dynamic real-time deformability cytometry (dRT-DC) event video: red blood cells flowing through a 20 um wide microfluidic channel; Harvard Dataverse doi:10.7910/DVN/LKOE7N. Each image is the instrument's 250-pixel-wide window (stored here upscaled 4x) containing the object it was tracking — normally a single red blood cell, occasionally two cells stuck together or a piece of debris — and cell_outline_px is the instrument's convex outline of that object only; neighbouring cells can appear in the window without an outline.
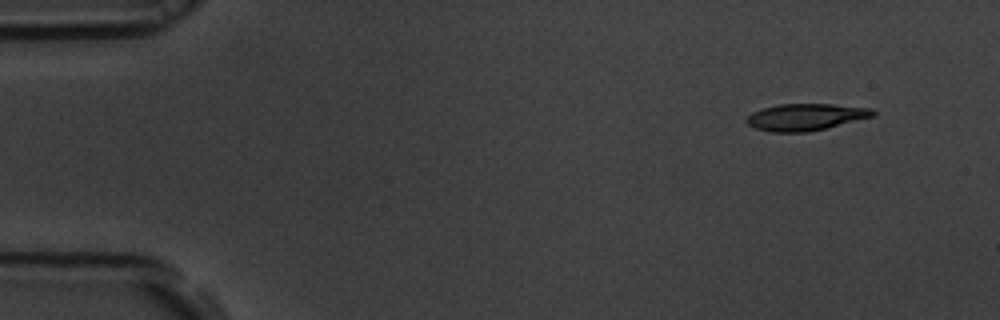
{"species": "common noctule bat (a hibernating species)", "species_latin": "Nyctalus noctula", "temperature_condition": "room temperature", "stored_images_in_passage": 51, "camera_frame_rate_fps": 3000, "um_per_image_px": 0.085, "animal": {"sex": "male", "body_mass_g": 19.5, "forearm_length_mm": 54.6}, "frame": {"image": 1, "passage_image": 1, "time_ms": 0.0, "image_size_px": [1000, 320], "cell_outline_px": [[876, 116], [824, 128], [804, 132], [772, 132], [756, 128], [748, 124], [744, 120], [752, 112], [776, 104], [832, 104], [872, 108], [876, 112]], "centroid_in_image_um": [68.49, 9.93], "position_along_channel_um": 16.5, "area_um2": 19.65}}
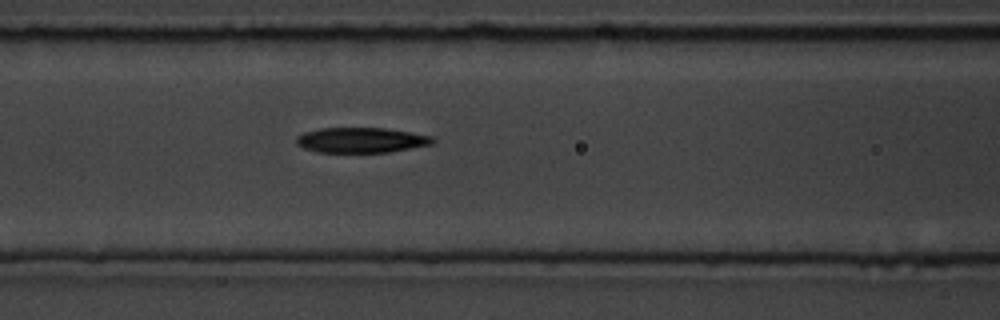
{"frame": {"image": 2, "passage_image": 19, "time_ms": 6.0, "image_size_px": [1000, 320], "cell_outline_px": [[436, 140], [432, 144], [388, 152], [316, 152], [304, 148], [296, 144], [296, 136], [304, 132], [320, 128], [384, 128], [432, 136]], "centroid_in_image_um": [30.66, 11.91], "position_along_channel_um": 135.9, "area_um2": 19.94}}
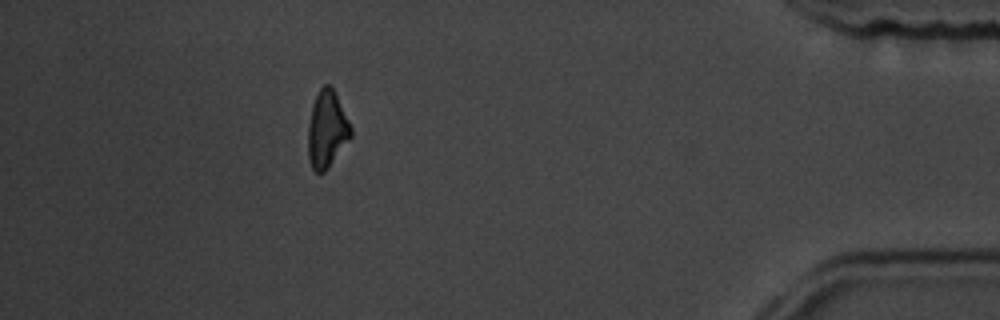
{"frame": {"image": 3, "passage_image": 45, "time_ms": 14.667, "image_size_px": [1000, 320], "cell_outline_px": [[352, 136], [328, 168], [324, 172], [316, 172], [312, 168], [308, 156], [308, 124], [312, 104], [320, 88], [324, 84], [328, 84], [332, 88], [352, 128]], "centroid_in_image_um": [27.77, 11.02], "position_along_channel_um": 407.4, "area_um2": 18.96}, "authors_computed_cell_mechanics": {"area_um2": 20.1144, "velocity_mm_per_s": 3.7278, "shape_relaxation_time_tau1_ms": 4.7669, "shape_relaxation_time_tau2_ms": null, "deformation_change_tau1": 0.1645, "deformation_change_tau2": null}}